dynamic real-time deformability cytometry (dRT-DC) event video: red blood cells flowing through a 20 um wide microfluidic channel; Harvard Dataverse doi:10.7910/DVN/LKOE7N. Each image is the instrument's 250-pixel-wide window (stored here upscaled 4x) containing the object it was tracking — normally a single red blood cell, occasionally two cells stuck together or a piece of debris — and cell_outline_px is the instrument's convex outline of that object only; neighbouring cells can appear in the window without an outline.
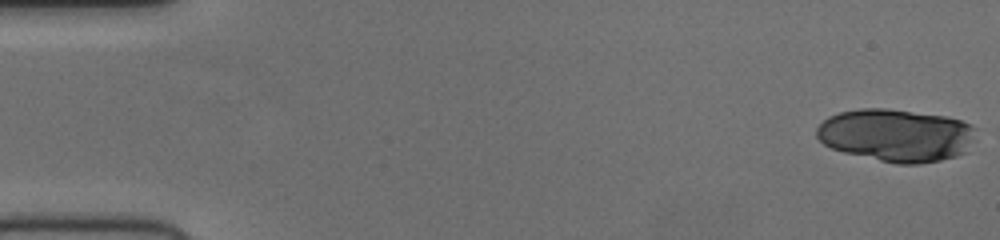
{"species": "human", "species_latin": "Homo sapiens", "temperature_condition": "cold", "stored_images_in_passage": 53, "camera_frame_rate_fps": 3000, "um_per_image_px": 0.085, "donor": {"sex": "female"}, "frame": {"image": 1, "passage_image": 1, "time_ms": 0.0, "image_size_px": [1000, 240], "cell_outline_px": [[976, 140], [968, 152], [956, 156], [940, 160], [920, 164], [896, 164], [844, 152], [832, 148], [824, 144], [816, 136], [816, 128], [828, 116], [840, 112], [860, 108], [884, 108], [948, 116], [972, 124], [976, 128]], "centroid_in_image_um": [76.24, 11.49], "position_along_channel_um": 8.8, "area_um2": 49.48}}
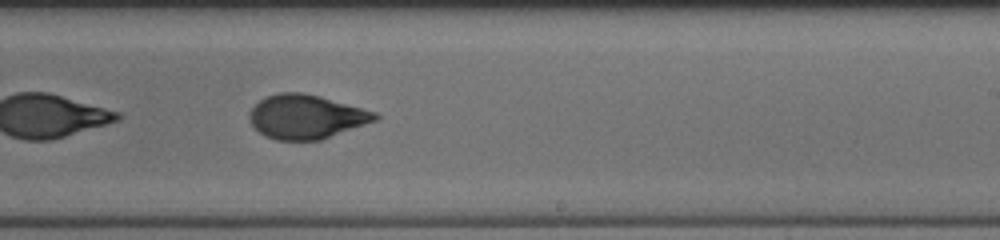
{"frame": {"image": 2, "passage_image": 33, "time_ms": 10.667, "image_size_px": [1000, 240], "cell_outline_px": [[380, 116], [376, 120], [320, 140], [276, 140], [264, 136], [248, 120], [248, 112], [260, 100], [268, 96], [280, 92], [300, 92], [320, 96], [376, 112]], "centroid_in_image_um": [25.99, 9.92], "position_along_channel_um": 263.0, "area_um2": 32.02}}
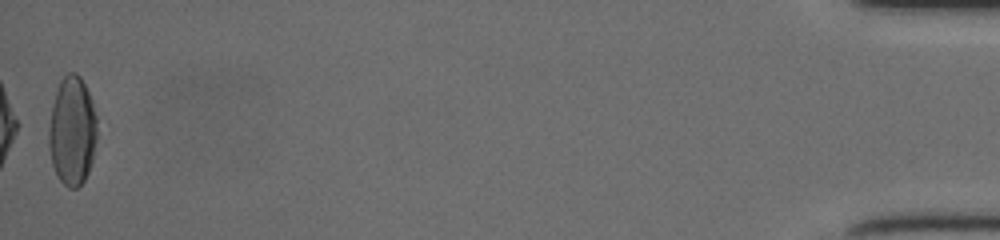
{"frame": {"image": 3, "passage_image": 53, "time_ms": 17.333, "image_size_px": [1000, 240], "cell_outline_px": [[96, 140], [92, 160], [88, 172], [84, 180], [76, 188], [68, 188], [56, 176], [52, 164], [48, 148], [48, 128], [52, 108], [56, 92], [60, 80], [68, 72], [76, 72], [80, 76], [92, 100], [96, 116]], "centroid_in_image_um": [6.12, 11.14], "position_along_channel_um": 429.1, "area_um2": 30.69}}